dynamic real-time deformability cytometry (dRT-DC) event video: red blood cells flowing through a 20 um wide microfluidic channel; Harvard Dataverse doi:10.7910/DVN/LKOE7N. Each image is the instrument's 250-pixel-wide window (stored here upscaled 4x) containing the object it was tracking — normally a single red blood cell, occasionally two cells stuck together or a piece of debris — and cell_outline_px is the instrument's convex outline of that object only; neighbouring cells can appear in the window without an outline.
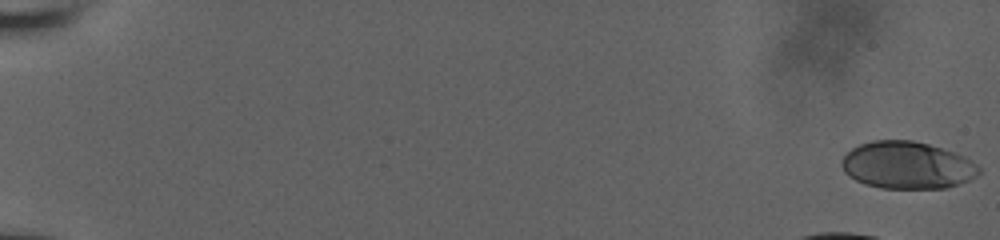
{"species": "human", "species_latin": "Homo sapiens", "temperature_condition": "room temperature", "stored_images_in_passage": 17, "camera_frame_rate_fps": 3000, "um_per_image_px": 0.085, "donor": {"sex": "male"}, "frame": {"image": 1, "passage_image": 1, "time_ms": 0.0, "image_size_px": [1000, 240], "cell_outline_px": [[980, 172], [976, 176], [968, 180], [944, 188], [880, 188], [864, 184], [848, 176], [844, 172], [840, 164], [840, 160], [852, 148], [860, 144], [872, 140], [912, 140], [928, 144], [956, 152], [964, 156], [976, 164], [980, 168]], "centroid_in_image_um": [77.08, 14.04], "position_along_channel_um": 7.9, "area_um2": 37.86}}